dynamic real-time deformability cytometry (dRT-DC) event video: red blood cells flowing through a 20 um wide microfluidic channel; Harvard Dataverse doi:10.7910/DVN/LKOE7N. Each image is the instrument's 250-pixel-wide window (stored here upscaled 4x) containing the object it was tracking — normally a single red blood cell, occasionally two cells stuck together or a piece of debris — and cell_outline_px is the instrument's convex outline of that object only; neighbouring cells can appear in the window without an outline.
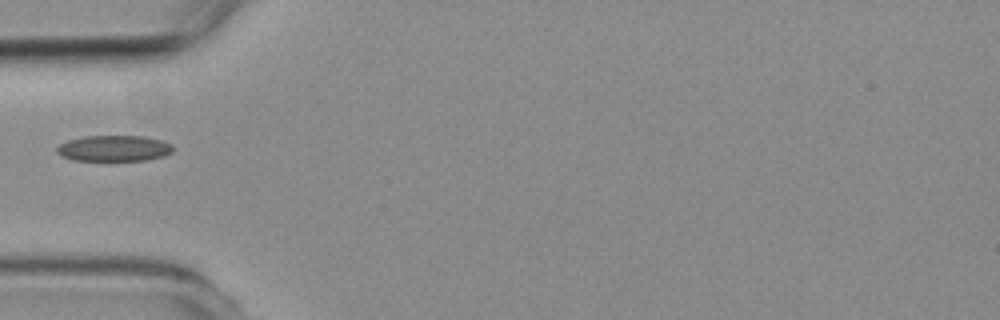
{"species": "common noctule bat (a hibernating species)", "species_latin": "Nyctalus noctula", "temperature_condition": "room temperature", "stored_images_in_passage": 5, "camera_frame_rate_fps": 3000, "um_per_image_px": 0.085, "animal": {"sex": "female", "body_mass_g": 19.3, "forearm_length_mm": 54.1}, "frame": {"image": 1, "passage_image": 4, "time_ms": 3.333, "image_size_px": [1000, 320], "cell_outline_px": [[172, 152], [164, 156], [148, 160], [72, 160], [60, 156], [56, 152], [56, 148], [60, 144], [68, 140], [84, 136], [144, 136], [160, 140], [172, 144]], "centroid_in_image_um": [9.67, 12.61], "position_along_channel_um": 75.3, "area_um2": 17.57}}
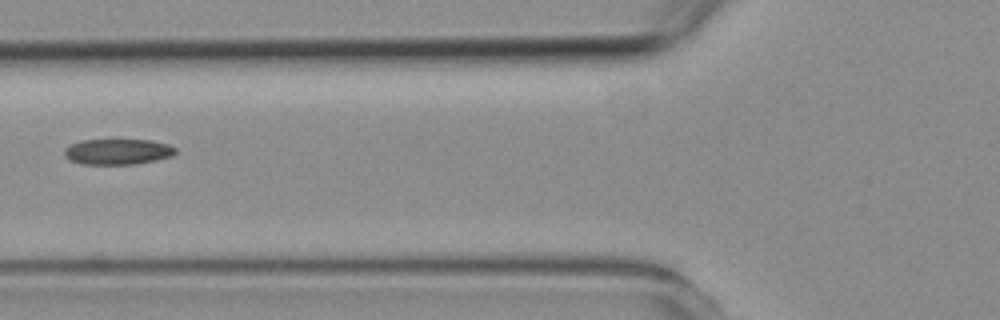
{"frame": {"image": 2, "passage_image": 5, "time_ms": 4.333, "image_size_px": [1000, 320], "cell_outline_px": [[176, 152], [172, 156], [156, 160], [136, 164], [84, 164], [72, 160], [64, 156], [64, 148], [80, 140], [148, 140], [168, 144], [176, 148]], "centroid_in_image_um": [10.01, 12.89], "position_along_channel_um": 115.8, "area_um2": 16.53}}